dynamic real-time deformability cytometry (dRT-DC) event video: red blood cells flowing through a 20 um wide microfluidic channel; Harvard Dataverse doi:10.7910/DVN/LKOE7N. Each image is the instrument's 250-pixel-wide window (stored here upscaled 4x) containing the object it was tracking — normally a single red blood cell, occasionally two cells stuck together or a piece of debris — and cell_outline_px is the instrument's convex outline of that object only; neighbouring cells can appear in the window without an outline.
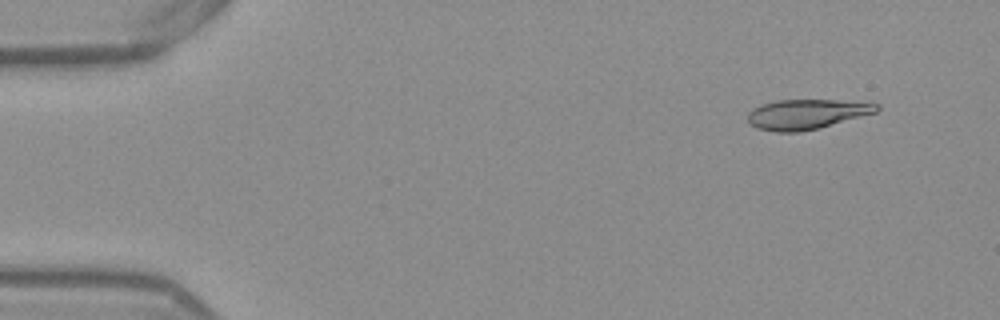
{"species": "Egyptian fruit bat (a non-hibernating species)", "species_latin": "Rousettus aegyptiacus", "temperature_condition": "warm", "stored_images_in_passage": 53, "camera_frame_rate_fps": 3000, "um_per_image_px": 0.085, "frame": {"image": 1, "passage_image": 5, "time_ms": 1.333, "image_size_px": [1000, 320], "cell_outline_px": [[880, 108], [876, 112], [820, 128], [800, 132], [776, 132], [756, 128], [748, 124], [748, 112], [752, 108], [760, 104], [776, 100], [836, 100], [880, 104]], "centroid_in_image_um": [68.51, 9.71], "position_along_channel_um": 16.5, "area_um2": 22.6}}
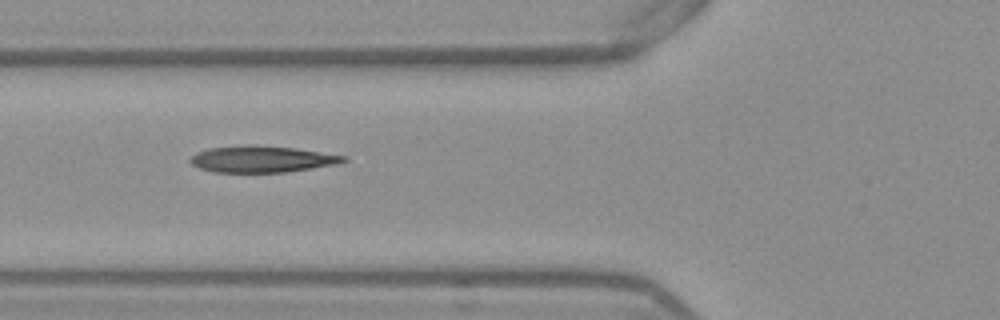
{"frame": {"image": 2, "passage_image": 20, "time_ms": 6.333, "image_size_px": [1000, 320], "cell_outline_px": [[348, 160], [340, 164], [284, 172], [216, 172], [200, 168], [192, 164], [188, 160], [196, 152], [208, 148], [252, 144], [296, 148], [348, 156]], "centroid_in_image_um": [22.3, 13.51], "position_along_channel_um": 103.5, "area_um2": 23.81}}
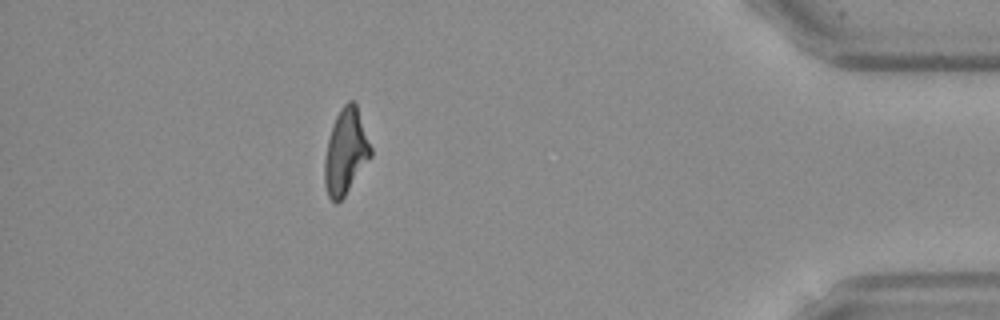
{"frame": {"image": 3, "passage_image": 47, "time_ms": 15.333, "image_size_px": [1000, 320], "cell_outline_px": [[372, 156], [344, 196], [336, 204], [328, 196], [324, 184], [324, 160], [328, 140], [332, 124], [340, 108], [348, 100], [352, 100], [356, 104], [372, 148]], "centroid_in_image_um": [29.38, 12.89], "position_along_channel_um": 405.8, "area_um2": 22.95}, "authors_computed_cell_mechanics": {"area_um2": 23.12, "velocity_mm_per_s": 3.8881, "shape_relaxation_time_tau1_ms": 6.036, "shape_relaxation_time_tau2_ms": 1.1661, "deformation_change_tau1": 0.206, "deformation_change_tau2": 0.1042}}